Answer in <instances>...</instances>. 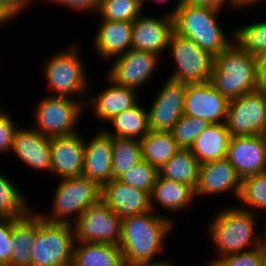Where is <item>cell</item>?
<instances>
[{"label":"cell","instance_id":"8992f818","mask_svg":"<svg viewBox=\"0 0 266 266\" xmlns=\"http://www.w3.org/2000/svg\"><path fill=\"white\" fill-rule=\"evenodd\" d=\"M74 244L73 225L46 221L36 212L31 266H72Z\"/></svg>","mask_w":266,"mask_h":266},{"label":"cell","instance_id":"f907efd6","mask_svg":"<svg viewBox=\"0 0 266 266\" xmlns=\"http://www.w3.org/2000/svg\"><path fill=\"white\" fill-rule=\"evenodd\" d=\"M148 1H156V2H158V3H160V2H161V3H162V2L165 3V1H167V0H145V3L148 2Z\"/></svg>","mask_w":266,"mask_h":266},{"label":"cell","instance_id":"f35d334b","mask_svg":"<svg viewBox=\"0 0 266 266\" xmlns=\"http://www.w3.org/2000/svg\"><path fill=\"white\" fill-rule=\"evenodd\" d=\"M13 218L0 217V266H10Z\"/></svg>","mask_w":266,"mask_h":266},{"label":"cell","instance_id":"7a4b0ae2","mask_svg":"<svg viewBox=\"0 0 266 266\" xmlns=\"http://www.w3.org/2000/svg\"><path fill=\"white\" fill-rule=\"evenodd\" d=\"M219 12L212 7L184 4L178 0L167 14L173 17L176 33L190 38L202 50L216 57L234 42L235 37L234 30L231 36H227L217 21Z\"/></svg>","mask_w":266,"mask_h":266},{"label":"cell","instance_id":"d4e9b609","mask_svg":"<svg viewBox=\"0 0 266 266\" xmlns=\"http://www.w3.org/2000/svg\"><path fill=\"white\" fill-rule=\"evenodd\" d=\"M231 135L225 123L210 124L190 147L199 164L227 157Z\"/></svg>","mask_w":266,"mask_h":266},{"label":"cell","instance_id":"e575fe53","mask_svg":"<svg viewBox=\"0 0 266 266\" xmlns=\"http://www.w3.org/2000/svg\"><path fill=\"white\" fill-rule=\"evenodd\" d=\"M234 28V41L246 52L258 56L266 50V20Z\"/></svg>","mask_w":266,"mask_h":266},{"label":"cell","instance_id":"681fc988","mask_svg":"<svg viewBox=\"0 0 266 266\" xmlns=\"http://www.w3.org/2000/svg\"><path fill=\"white\" fill-rule=\"evenodd\" d=\"M263 93H264V96L266 98V87L265 88H260ZM265 135H266V101H265Z\"/></svg>","mask_w":266,"mask_h":266},{"label":"cell","instance_id":"30bf717a","mask_svg":"<svg viewBox=\"0 0 266 266\" xmlns=\"http://www.w3.org/2000/svg\"><path fill=\"white\" fill-rule=\"evenodd\" d=\"M73 228L75 241L119 246L122 219L100 199L79 216Z\"/></svg>","mask_w":266,"mask_h":266},{"label":"cell","instance_id":"f5cc1de1","mask_svg":"<svg viewBox=\"0 0 266 266\" xmlns=\"http://www.w3.org/2000/svg\"><path fill=\"white\" fill-rule=\"evenodd\" d=\"M139 3H141L142 5L145 4V0H137Z\"/></svg>","mask_w":266,"mask_h":266},{"label":"cell","instance_id":"8fae6325","mask_svg":"<svg viewBox=\"0 0 266 266\" xmlns=\"http://www.w3.org/2000/svg\"><path fill=\"white\" fill-rule=\"evenodd\" d=\"M265 101L260 88L229 100L225 124L231 137L265 135Z\"/></svg>","mask_w":266,"mask_h":266},{"label":"cell","instance_id":"74e56055","mask_svg":"<svg viewBox=\"0 0 266 266\" xmlns=\"http://www.w3.org/2000/svg\"><path fill=\"white\" fill-rule=\"evenodd\" d=\"M265 256L266 252L260 245L247 251L223 256L211 266H262Z\"/></svg>","mask_w":266,"mask_h":266},{"label":"cell","instance_id":"9a60e30c","mask_svg":"<svg viewBox=\"0 0 266 266\" xmlns=\"http://www.w3.org/2000/svg\"><path fill=\"white\" fill-rule=\"evenodd\" d=\"M226 158L241 179L266 172V135L231 137Z\"/></svg>","mask_w":266,"mask_h":266},{"label":"cell","instance_id":"3957f363","mask_svg":"<svg viewBox=\"0 0 266 266\" xmlns=\"http://www.w3.org/2000/svg\"><path fill=\"white\" fill-rule=\"evenodd\" d=\"M216 212L208 226V235L216 245L217 256L210 259L208 266L223 256L236 254L260 246V232L257 233L258 214L238 206L222 208ZM257 233V234H256Z\"/></svg>","mask_w":266,"mask_h":266},{"label":"cell","instance_id":"7c38bea8","mask_svg":"<svg viewBox=\"0 0 266 266\" xmlns=\"http://www.w3.org/2000/svg\"><path fill=\"white\" fill-rule=\"evenodd\" d=\"M160 58L151 52L130 49L114 58L106 77L117 85L139 90L156 72Z\"/></svg>","mask_w":266,"mask_h":266},{"label":"cell","instance_id":"52a82bcc","mask_svg":"<svg viewBox=\"0 0 266 266\" xmlns=\"http://www.w3.org/2000/svg\"><path fill=\"white\" fill-rule=\"evenodd\" d=\"M59 180L54 191L51 213L39 214L49 222L73 225L88 207L100 200L101 187L84 176Z\"/></svg>","mask_w":266,"mask_h":266},{"label":"cell","instance_id":"ee69618b","mask_svg":"<svg viewBox=\"0 0 266 266\" xmlns=\"http://www.w3.org/2000/svg\"><path fill=\"white\" fill-rule=\"evenodd\" d=\"M257 58V77L260 88L266 87V50L261 52Z\"/></svg>","mask_w":266,"mask_h":266},{"label":"cell","instance_id":"8d00e7d4","mask_svg":"<svg viewBox=\"0 0 266 266\" xmlns=\"http://www.w3.org/2000/svg\"><path fill=\"white\" fill-rule=\"evenodd\" d=\"M157 176L158 170L142 159L118 180L133 188L151 193Z\"/></svg>","mask_w":266,"mask_h":266},{"label":"cell","instance_id":"ba28073f","mask_svg":"<svg viewBox=\"0 0 266 266\" xmlns=\"http://www.w3.org/2000/svg\"><path fill=\"white\" fill-rule=\"evenodd\" d=\"M86 102L79 98L47 95L35 107L32 128L51 138L76 133Z\"/></svg>","mask_w":266,"mask_h":266},{"label":"cell","instance_id":"9c48e42d","mask_svg":"<svg viewBox=\"0 0 266 266\" xmlns=\"http://www.w3.org/2000/svg\"><path fill=\"white\" fill-rule=\"evenodd\" d=\"M168 49L175 62V68L168 77L188 84L210 81L214 57L202 50L193 40L176 33L170 36Z\"/></svg>","mask_w":266,"mask_h":266},{"label":"cell","instance_id":"d590c367","mask_svg":"<svg viewBox=\"0 0 266 266\" xmlns=\"http://www.w3.org/2000/svg\"><path fill=\"white\" fill-rule=\"evenodd\" d=\"M209 125L204 119L183 115L170 132L179 148L190 149L195 139Z\"/></svg>","mask_w":266,"mask_h":266},{"label":"cell","instance_id":"603a6c76","mask_svg":"<svg viewBox=\"0 0 266 266\" xmlns=\"http://www.w3.org/2000/svg\"><path fill=\"white\" fill-rule=\"evenodd\" d=\"M100 20L93 46L101 59L113 60L132 49L133 22Z\"/></svg>","mask_w":266,"mask_h":266},{"label":"cell","instance_id":"f6af8a7d","mask_svg":"<svg viewBox=\"0 0 266 266\" xmlns=\"http://www.w3.org/2000/svg\"><path fill=\"white\" fill-rule=\"evenodd\" d=\"M264 2L265 0H231V7L235 9H244L255 6L258 3Z\"/></svg>","mask_w":266,"mask_h":266},{"label":"cell","instance_id":"f1b7e54d","mask_svg":"<svg viewBox=\"0 0 266 266\" xmlns=\"http://www.w3.org/2000/svg\"><path fill=\"white\" fill-rule=\"evenodd\" d=\"M200 164L190 149L180 148L159 170L158 175L167 180L190 186L193 190L198 182Z\"/></svg>","mask_w":266,"mask_h":266},{"label":"cell","instance_id":"4dcf8cb0","mask_svg":"<svg viewBox=\"0 0 266 266\" xmlns=\"http://www.w3.org/2000/svg\"><path fill=\"white\" fill-rule=\"evenodd\" d=\"M112 139V179H119L141 158L140 140L136 138L111 137Z\"/></svg>","mask_w":266,"mask_h":266},{"label":"cell","instance_id":"83f0119b","mask_svg":"<svg viewBox=\"0 0 266 266\" xmlns=\"http://www.w3.org/2000/svg\"><path fill=\"white\" fill-rule=\"evenodd\" d=\"M106 123L114 130L102 128L111 137L143 139L149 132L147 108L137 103L130 109L114 115Z\"/></svg>","mask_w":266,"mask_h":266},{"label":"cell","instance_id":"1f68e13d","mask_svg":"<svg viewBox=\"0 0 266 266\" xmlns=\"http://www.w3.org/2000/svg\"><path fill=\"white\" fill-rule=\"evenodd\" d=\"M31 208L22 190L9 177L0 173V217L21 218Z\"/></svg>","mask_w":266,"mask_h":266},{"label":"cell","instance_id":"5bb4252c","mask_svg":"<svg viewBox=\"0 0 266 266\" xmlns=\"http://www.w3.org/2000/svg\"><path fill=\"white\" fill-rule=\"evenodd\" d=\"M228 106L229 100L210 81L186 86L184 115L204 119L209 124L226 123Z\"/></svg>","mask_w":266,"mask_h":266},{"label":"cell","instance_id":"816d5d0a","mask_svg":"<svg viewBox=\"0 0 266 266\" xmlns=\"http://www.w3.org/2000/svg\"><path fill=\"white\" fill-rule=\"evenodd\" d=\"M262 266H266V256H265V258H264V260H263V264H262Z\"/></svg>","mask_w":266,"mask_h":266},{"label":"cell","instance_id":"ac0fdd59","mask_svg":"<svg viewBox=\"0 0 266 266\" xmlns=\"http://www.w3.org/2000/svg\"><path fill=\"white\" fill-rule=\"evenodd\" d=\"M242 179L227 158L207 162L199 167L195 197L218 195L231 192L239 199Z\"/></svg>","mask_w":266,"mask_h":266},{"label":"cell","instance_id":"44dd1931","mask_svg":"<svg viewBox=\"0 0 266 266\" xmlns=\"http://www.w3.org/2000/svg\"><path fill=\"white\" fill-rule=\"evenodd\" d=\"M88 141L84 139V167L82 176L102 187L112 180V139L103 129Z\"/></svg>","mask_w":266,"mask_h":266},{"label":"cell","instance_id":"4fadbf2b","mask_svg":"<svg viewBox=\"0 0 266 266\" xmlns=\"http://www.w3.org/2000/svg\"><path fill=\"white\" fill-rule=\"evenodd\" d=\"M148 111L151 131L170 132L184 115L186 84L167 78Z\"/></svg>","mask_w":266,"mask_h":266},{"label":"cell","instance_id":"b9f144b4","mask_svg":"<svg viewBox=\"0 0 266 266\" xmlns=\"http://www.w3.org/2000/svg\"><path fill=\"white\" fill-rule=\"evenodd\" d=\"M30 2L31 0H0V4L10 11L15 18L19 13H22L21 11L27 9Z\"/></svg>","mask_w":266,"mask_h":266},{"label":"cell","instance_id":"d6986e66","mask_svg":"<svg viewBox=\"0 0 266 266\" xmlns=\"http://www.w3.org/2000/svg\"><path fill=\"white\" fill-rule=\"evenodd\" d=\"M100 199L121 219L152 211L150 193L112 179L101 187Z\"/></svg>","mask_w":266,"mask_h":266},{"label":"cell","instance_id":"d6a6232c","mask_svg":"<svg viewBox=\"0 0 266 266\" xmlns=\"http://www.w3.org/2000/svg\"><path fill=\"white\" fill-rule=\"evenodd\" d=\"M239 208L255 214L266 212V172L251 175L242 179ZM262 209V210H261Z\"/></svg>","mask_w":266,"mask_h":266},{"label":"cell","instance_id":"5b68a950","mask_svg":"<svg viewBox=\"0 0 266 266\" xmlns=\"http://www.w3.org/2000/svg\"><path fill=\"white\" fill-rule=\"evenodd\" d=\"M79 51V48L73 44L54 53L47 60L43 67L45 73L43 77H46L48 88L52 91L48 96L69 98L86 96L90 86L87 81L89 77L86 75Z\"/></svg>","mask_w":266,"mask_h":266},{"label":"cell","instance_id":"484cf974","mask_svg":"<svg viewBox=\"0 0 266 266\" xmlns=\"http://www.w3.org/2000/svg\"><path fill=\"white\" fill-rule=\"evenodd\" d=\"M72 266H125L119 246L75 241Z\"/></svg>","mask_w":266,"mask_h":266},{"label":"cell","instance_id":"2e32d148","mask_svg":"<svg viewBox=\"0 0 266 266\" xmlns=\"http://www.w3.org/2000/svg\"><path fill=\"white\" fill-rule=\"evenodd\" d=\"M165 15V16H164ZM143 15L133 21L132 49L151 52L160 57L168 49L169 39L173 32V17Z\"/></svg>","mask_w":266,"mask_h":266},{"label":"cell","instance_id":"836d02e7","mask_svg":"<svg viewBox=\"0 0 266 266\" xmlns=\"http://www.w3.org/2000/svg\"><path fill=\"white\" fill-rule=\"evenodd\" d=\"M137 0H100L97 12L101 19L133 22L145 10Z\"/></svg>","mask_w":266,"mask_h":266},{"label":"cell","instance_id":"cb8c5ba5","mask_svg":"<svg viewBox=\"0 0 266 266\" xmlns=\"http://www.w3.org/2000/svg\"><path fill=\"white\" fill-rule=\"evenodd\" d=\"M194 197V190L190 186L158 175L150 193L151 209L154 212V209L159 208L155 207L157 204L171 213L180 212L191 205Z\"/></svg>","mask_w":266,"mask_h":266},{"label":"cell","instance_id":"6da1fadb","mask_svg":"<svg viewBox=\"0 0 266 266\" xmlns=\"http://www.w3.org/2000/svg\"><path fill=\"white\" fill-rule=\"evenodd\" d=\"M172 216H164L150 211L145 214L122 219L119 248L125 266L159 264L167 261L156 260L163 251L166 238L176 225Z\"/></svg>","mask_w":266,"mask_h":266},{"label":"cell","instance_id":"7402d4cb","mask_svg":"<svg viewBox=\"0 0 266 266\" xmlns=\"http://www.w3.org/2000/svg\"><path fill=\"white\" fill-rule=\"evenodd\" d=\"M107 88L100 91L88 101V107L93 111V116L103 122H107L114 115L130 109L138 102V94L135 89L123 87L114 83L107 77Z\"/></svg>","mask_w":266,"mask_h":266},{"label":"cell","instance_id":"c3c4849f","mask_svg":"<svg viewBox=\"0 0 266 266\" xmlns=\"http://www.w3.org/2000/svg\"><path fill=\"white\" fill-rule=\"evenodd\" d=\"M173 263H171L169 261V259L163 263H159V264H147V265H136V266H173Z\"/></svg>","mask_w":266,"mask_h":266},{"label":"cell","instance_id":"277c9868","mask_svg":"<svg viewBox=\"0 0 266 266\" xmlns=\"http://www.w3.org/2000/svg\"><path fill=\"white\" fill-rule=\"evenodd\" d=\"M210 82L228 100L259 89L257 58L235 41L214 57Z\"/></svg>","mask_w":266,"mask_h":266},{"label":"cell","instance_id":"60d3db41","mask_svg":"<svg viewBox=\"0 0 266 266\" xmlns=\"http://www.w3.org/2000/svg\"><path fill=\"white\" fill-rule=\"evenodd\" d=\"M42 1V0H41ZM47 3L54 2V4H58L60 6H67L69 9L76 12H97V9L100 4V0H43Z\"/></svg>","mask_w":266,"mask_h":266},{"label":"cell","instance_id":"7bdbcfd3","mask_svg":"<svg viewBox=\"0 0 266 266\" xmlns=\"http://www.w3.org/2000/svg\"><path fill=\"white\" fill-rule=\"evenodd\" d=\"M181 3L195 5V6H208L221 11L223 6H231V0H180Z\"/></svg>","mask_w":266,"mask_h":266},{"label":"cell","instance_id":"f546056e","mask_svg":"<svg viewBox=\"0 0 266 266\" xmlns=\"http://www.w3.org/2000/svg\"><path fill=\"white\" fill-rule=\"evenodd\" d=\"M141 158L159 170L180 149L171 132L151 131L140 140Z\"/></svg>","mask_w":266,"mask_h":266},{"label":"cell","instance_id":"e0dca14e","mask_svg":"<svg viewBox=\"0 0 266 266\" xmlns=\"http://www.w3.org/2000/svg\"><path fill=\"white\" fill-rule=\"evenodd\" d=\"M84 137L79 132L51 138V176L73 178L82 176L84 167Z\"/></svg>","mask_w":266,"mask_h":266},{"label":"cell","instance_id":"7dc6e473","mask_svg":"<svg viewBox=\"0 0 266 266\" xmlns=\"http://www.w3.org/2000/svg\"><path fill=\"white\" fill-rule=\"evenodd\" d=\"M263 235H260V245L261 247L265 250L266 252V222H265V227L264 231L261 232Z\"/></svg>","mask_w":266,"mask_h":266},{"label":"cell","instance_id":"4316f807","mask_svg":"<svg viewBox=\"0 0 266 266\" xmlns=\"http://www.w3.org/2000/svg\"><path fill=\"white\" fill-rule=\"evenodd\" d=\"M36 235V212L13 218L10 266H31V250Z\"/></svg>","mask_w":266,"mask_h":266},{"label":"cell","instance_id":"ab89813d","mask_svg":"<svg viewBox=\"0 0 266 266\" xmlns=\"http://www.w3.org/2000/svg\"><path fill=\"white\" fill-rule=\"evenodd\" d=\"M7 111H0V153H11L13 137L18 126L11 118L12 116L6 113Z\"/></svg>","mask_w":266,"mask_h":266},{"label":"cell","instance_id":"bcb514c9","mask_svg":"<svg viewBox=\"0 0 266 266\" xmlns=\"http://www.w3.org/2000/svg\"><path fill=\"white\" fill-rule=\"evenodd\" d=\"M15 16L8 11L3 5L0 4V25H4V23H7L9 20H14Z\"/></svg>","mask_w":266,"mask_h":266},{"label":"cell","instance_id":"ffe728a7","mask_svg":"<svg viewBox=\"0 0 266 266\" xmlns=\"http://www.w3.org/2000/svg\"><path fill=\"white\" fill-rule=\"evenodd\" d=\"M50 143L51 137L42 135L34 128L18 127L14 133L11 152L30 169L51 174Z\"/></svg>","mask_w":266,"mask_h":266}]
</instances>
